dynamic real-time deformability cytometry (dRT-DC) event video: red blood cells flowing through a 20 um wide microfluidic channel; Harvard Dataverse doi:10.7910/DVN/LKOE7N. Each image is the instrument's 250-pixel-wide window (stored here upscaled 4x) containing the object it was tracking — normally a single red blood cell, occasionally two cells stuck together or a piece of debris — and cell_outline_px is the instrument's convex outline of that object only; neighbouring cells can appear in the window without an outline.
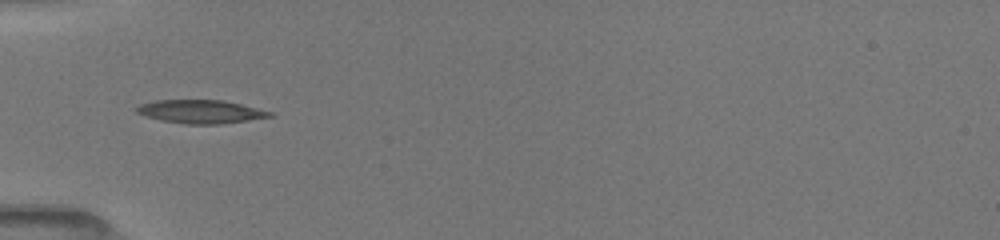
{"species": "common noctule bat (a hibernating species)", "species_latin": "Nyctalus noctula", "temperature_condition": "room temperature", "stored_images_in_passage": 32, "camera_frame_rate_fps": 3000, "um_per_image_px": 0.085, "animal": {"sex": "female", "body_mass_g": 19.5, "forearm_length_mm": 54.1}, "frame": {"image": 1, "passage_image": 1, "time_ms": 0.0, "image_size_px": [1000, 240], "cell_outline_px": [[276, 116], [220, 124], [184, 124], [160, 120], [144, 116], [136, 112], [136, 108], [140, 104], [156, 100], [224, 100], [272, 112]], "centroid_in_image_um": [17.05, 9.49], "position_along_channel_um": 68.0, "area_um2": 18.15}}
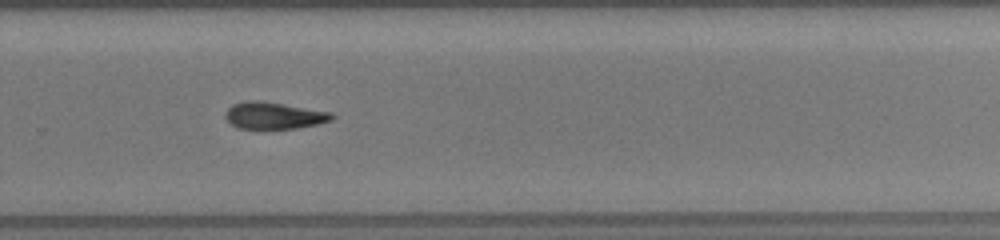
{"frame": {"image": 2, "passage_image": 14, "time_ms": 6.0, "image_size_px": [1000, 240], "cell_outline_px": [[336, 116], [332, 120], [316, 124], [296, 128], [264, 132], [236, 128], [224, 116], [224, 112], [232, 104], [244, 100], [260, 100], [332, 112]], "centroid_in_image_um": [23.23, 9.86], "position_along_channel_um": 306.6, "area_um2": 17.57}}
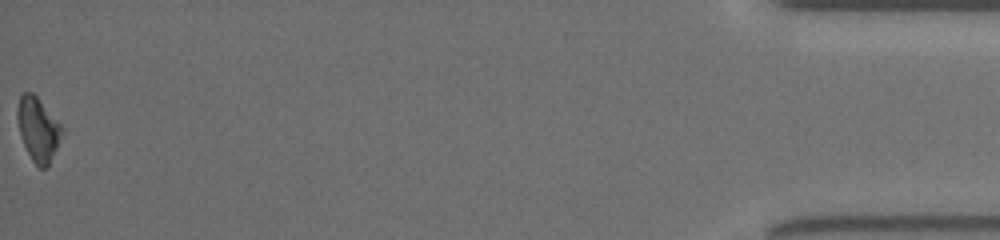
{"frame": {"image": 3, "passage_image": 32, "time_ms": 11.333, "image_size_px": [1000, 240], "cell_outline_px": [[64, 132], [48, 168], [40, 168], [32, 160], [20, 136], [16, 116], [16, 108], [20, 96], [24, 92], [32, 92], [36, 96], [64, 128]], "centroid_in_image_um": [3.24, 11.0], "position_along_channel_um": 432.0, "area_um2": 16.65}}